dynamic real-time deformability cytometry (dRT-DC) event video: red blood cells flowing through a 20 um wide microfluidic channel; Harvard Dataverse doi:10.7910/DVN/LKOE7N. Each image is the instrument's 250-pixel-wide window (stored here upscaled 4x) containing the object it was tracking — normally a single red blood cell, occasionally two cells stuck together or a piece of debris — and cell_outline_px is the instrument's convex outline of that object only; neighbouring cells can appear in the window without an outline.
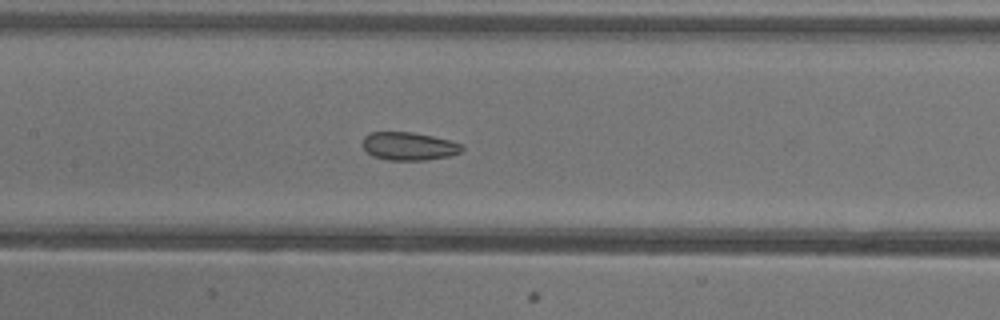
{"species": "common noctule bat (a hibernating species)", "species_latin": "Nyctalus noctula", "temperature_condition": "warm", "stored_images_in_passage": 52, "segment_of_instrument_passage": [2, 2], "camera_frame_rate_fps": 3000, "um_per_image_px": 0.085, "animal": {"sex": "female"}, "frame": {"image": 1, "passage_image": 24, "time_ms": 7.667, "image_size_px": [1000, 320], "cell_outline_px": [[464, 148], [460, 152], [452, 156], [428, 160], [388, 160], [372, 156], [364, 148], [364, 136], [372, 132], [412, 132], [432, 136], [464, 144]], "centroid_in_image_um": [34.8, 12.44], "position_along_channel_um": 172.6, "area_um2": 16.3}}
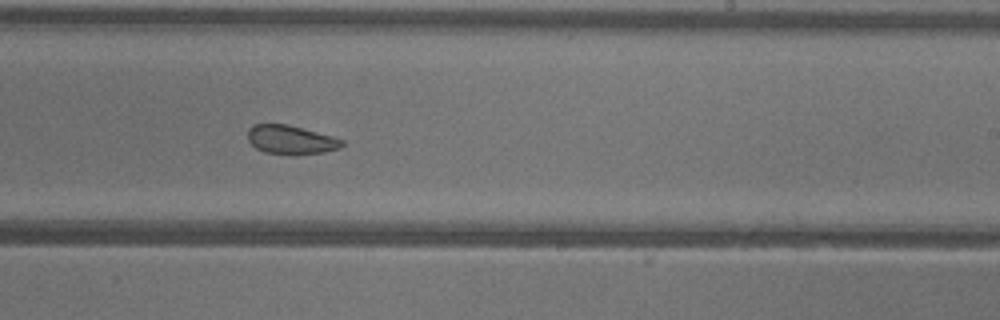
{"frame": {"image": 2, "passage_image": 31, "time_ms": 10.0, "image_size_px": [1000, 320], "cell_outline_px": [[344, 144], [340, 148], [324, 152], [264, 152], [256, 148], [248, 140], [248, 128], [252, 124], [288, 124], [332, 136], [344, 140]], "centroid_in_image_um": [24.71, 11.83], "position_along_channel_um": 264.3, "area_um2": 15.26}}
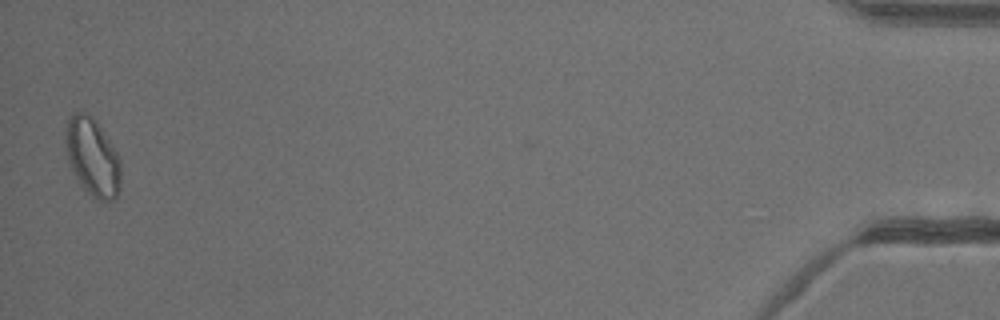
{"frame": {"image": 3, "passage_image": 51, "time_ms": 16.667, "image_size_px": [1000, 320], "cell_outline_px": [[120, 188], [116, 196], [112, 200], [92, 200], [76, 180], [72, 172], [64, 148], [64, 136], [68, 120], [72, 112], [84, 112], [92, 116], [96, 120], [116, 152], [120, 160]], "centroid_in_image_um": [7.82, 13.38], "position_along_channel_um": 427.4, "area_um2": 25.55}}